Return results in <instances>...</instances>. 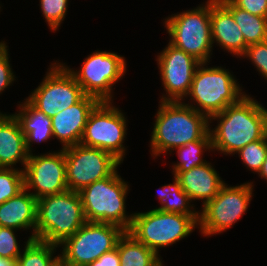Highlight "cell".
Instances as JSON below:
<instances>
[{
	"label": "cell",
	"instance_id": "34",
	"mask_svg": "<svg viewBox=\"0 0 267 266\" xmlns=\"http://www.w3.org/2000/svg\"><path fill=\"white\" fill-rule=\"evenodd\" d=\"M120 257L117 248L104 253L100 258L86 266H120Z\"/></svg>",
	"mask_w": 267,
	"mask_h": 266
},
{
	"label": "cell",
	"instance_id": "13",
	"mask_svg": "<svg viewBox=\"0 0 267 266\" xmlns=\"http://www.w3.org/2000/svg\"><path fill=\"white\" fill-rule=\"evenodd\" d=\"M68 190L79 192L109 177L122 163L111 153L81 144L64 148Z\"/></svg>",
	"mask_w": 267,
	"mask_h": 266
},
{
	"label": "cell",
	"instance_id": "2",
	"mask_svg": "<svg viewBox=\"0 0 267 266\" xmlns=\"http://www.w3.org/2000/svg\"><path fill=\"white\" fill-rule=\"evenodd\" d=\"M158 103L149 141L154 160L161 155H171L176 148L201 140L209 133V118L183 101Z\"/></svg>",
	"mask_w": 267,
	"mask_h": 266
},
{
	"label": "cell",
	"instance_id": "14",
	"mask_svg": "<svg viewBox=\"0 0 267 266\" xmlns=\"http://www.w3.org/2000/svg\"><path fill=\"white\" fill-rule=\"evenodd\" d=\"M155 56L164 89L159 101H184L201 63L169 42Z\"/></svg>",
	"mask_w": 267,
	"mask_h": 266
},
{
	"label": "cell",
	"instance_id": "37",
	"mask_svg": "<svg viewBox=\"0 0 267 266\" xmlns=\"http://www.w3.org/2000/svg\"><path fill=\"white\" fill-rule=\"evenodd\" d=\"M50 266H67V262L59 255Z\"/></svg>",
	"mask_w": 267,
	"mask_h": 266
},
{
	"label": "cell",
	"instance_id": "16",
	"mask_svg": "<svg viewBox=\"0 0 267 266\" xmlns=\"http://www.w3.org/2000/svg\"><path fill=\"white\" fill-rule=\"evenodd\" d=\"M99 102L96 97L85 95L51 118L53 137L60 142L61 149L80 144L88 116Z\"/></svg>",
	"mask_w": 267,
	"mask_h": 266
},
{
	"label": "cell",
	"instance_id": "22",
	"mask_svg": "<svg viewBox=\"0 0 267 266\" xmlns=\"http://www.w3.org/2000/svg\"><path fill=\"white\" fill-rule=\"evenodd\" d=\"M120 266H158L163 258L152 249L137 241L127 231L118 239Z\"/></svg>",
	"mask_w": 267,
	"mask_h": 266
},
{
	"label": "cell",
	"instance_id": "38",
	"mask_svg": "<svg viewBox=\"0 0 267 266\" xmlns=\"http://www.w3.org/2000/svg\"><path fill=\"white\" fill-rule=\"evenodd\" d=\"M158 266H165L164 260Z\"/></svg>",
	"mask_w": 267,
	"mask_h": 266
},
{
	"label": "cell",
	"instance_id": "30",
	"mask_svg": "<svg viewBox=\"0 0 267 266\" xmlns=\"http://www.w3.org/2000/svg\"><path fill=\"white\" fill-rule=\"evenodd\" d=\"M18 231L11 227L0 226V257L17 259L21 255L22 247H25L31 239H26L21 245L16 234Z\"/></svg>",
	"mask_w": 267,
	"mask_h": 266
},
{
	"label": "cell",
	"instance_id": "31",
	"mask_svg": "<svg viewBox=\"0 0 267 266\" xmlns=\"http://www.w3.org/2000/svg\"><path fill=\"white\" fill-rule=\"evenodd\" d=\"M242 58L251 62L256 73L267 81V41L247 46Z\"/></svg>",
	"mask_w": 267,
	"mask_h": 266
},
{
	"label": "cell",
	"instance_id": "36",
	"mask_svg": "<svg viewBox=\"0 0 267 266\" xmlns=\"http://www.w3.org/2000/svg\"><path fill=\"white\" fill-rule=\"evenodd\" d=\"M0 266H17V259L0 257Z\"/></svg>",
	"mask_w": 267,
	"mask_h": 266
},
{
	"label": "cell",
	"instance_id": "26",
	"mask_svg": "<svg viewBox=\"0 0 267 266\" xmlns=\"http://www.w3.org/2000/svg\"><path fill=\"white\" fill-rule=\"evenodd\" d=\"M57 250L58 245L32 239L23 247L17 266H50L59 256Z\"/></svg>",
	"mask_w": 267,
	"mask_h": 266
},
{
	"label": "cell",
	"instance_id": "18",
	"mask_svg": "<svg viewBox=\"0 0 267 266\" xmlns=\"http://www.w3.org/2000/svg\"><path fill=\"white\" fill-rule=\"evenodd\" d=\"M173 175L180 181L182 190L187 193L193 203L202 202L201 207L212 200L226 183L214 164L212 165L209 161L185 172H175Z\"/></svg>",
	"mask_w": 267,
	"mask_h": 266
},
{
	"label": "cell",
	"instance_id": "21",
	"mask_svg": "<svg viewBox=\"0 0 267 266\" xmlns=\"http://www.w3.org/2000/svg\"><path fill=\"white\" fill-rule=\"evenodd\" d=\"M17 111L12 113L19 122L25 135V144L28 154H34L33 144H40L54 140L52 119L36 109L26 98L19 101Z\"/></svg>",
	"mask_w": 267,
	"mask_h": 266
},
{
	"label": "cell",
	"instance_id": "23",
	"mask_svg": "<svg viewBox=\"0 0 267 266\" xmlns=\"http://www.w3.org/2000/svg\"><path fill=\"white\" fill-rule=\"evenodd\" d=\"M172 183L162 185L158 189L160 206L155 207L163 212L177 213L187 216H199V209L182 190L180 181L173 175ZM192 203V204H191Z\"/></svg>",
	"mask_w": 267,
	"mask_h": 266
},
{
	"label": "cell",
	"instance_id": "7",
	"mask_svg": "<svg viewBox=\"0 0 267 266\" xmlns=\"http://www.w3.org/2000/svg\"><path fill=\"white\" fill-rule=\"evenodd\" d=\"M195 229H199V216L163 212L152 208L145 212H134L127 232L160 255L161 249L186 239Z\"/></svg>",
	"mask_w": 267,
	"mask_h": 266
},
{
	"label": "cell",
	"instance_id": "4",
	"mask_svg": "<svg viewBox=\"0 0 267 266\" xmlns=\"http://www.w3.org/2000/svg\"><path fill=\"white\" fill-rule=\"evenodd\" d=\"M119 167L104 179L82 188L80 195L87 222L110 223L130 229L134 212H127L130 184L119 174Z\"/></svg>",
	"mask_w": 267,
	"mask_h": 266
},
{
	"label": "cell",
	"instance_id": "10",
	"mask_svg": "<svg viewBox=\"0 0 267 266\" xmlns=\"http://www.w3.org/2000/svg\"><path fill=\"white\" fill-rule=\"evenodd\" d=\"M114 104V101H100L94 107L88 116L80 144L107 151L123 164L128 150L125 140L129 120L126 113Z\"/></svg>",
	"mask_w": 267,
	"mask_h": 266
},
{
	"label": "cell",
	"instance_id": "20",
	"mask_svg": "<svg viewBox=\"0 0 267 266\" xmlns=\"http://www.w3.org/2000/svg\"><path fill=\"white\" fill-rule=\"evenodd\" d=\"M36 220L37 199L26 189L0 204V226L30 232L31 240L36 239Z\"/></svg>",
	"mask_w": 267,
	"mask_h": 266
},
{
	"label": "cell",
	"instance_id": "35",
	"mask_svg": "<svg viewBox=\"0 0 267 266\" xmlns=\"http://www.w3.org/2000/svg\"><path fill=\"white\" fill-rule=\"evenodd\" d=\"M260 179H263L267 183V155L266 158L262 164L261 170L258 172L257 175Z\"/></svg>",
	"mask_w": 267,
	"mask_h": 266
},
{
	"label": "cell",
	"instance_id": "33",
	"mask_svg": "<svg viewBox=\"0 0 267 266\" xmlns=\"http://www.w3.org/2000/svg\"><path fill=\"white\" fill-rule=\"evenodd\" d=\"M235 6L261 17H267V0H230Z\"/></svg>",
	"mask_w": 267,
	"mask_h": 266
},
{
	"label": "cell",
	"instance_id": "1",
	"mask_svg": "<svg viewBox=\"0 0 267 266\" xmlns=\"http://www.w3.org/2000/svg\"><path fill=\"white\" fill-rule=\"evenodd\" d=\"M209 133L213 153L235 156L249 143L267 135V108L247 94L238 103L209 118Z\"/></svg>",
	"mask_w": 267,
	"mask_h": 266
},
{
	"label": "cell",
	"instance_id": "32",
	"mask_svg": "<svg viewBox=\"0 0 267 266\" xmlns=\"http://www.w3.org/2000/svg\"><path fill=\"white\" fill-rule=\"evenodd\" d=\"M9 46L4 40L0 41V96L5 90L9 89L10 86L16 82V75L14 74V69H12V64L10 63Z\"/></svg>",
	"mask_w": 267,
	"mask_h": 266
},
{
	"label": "cell",
	"instance_id": "8",
	"mask_svg": "<svg viewBox=\"0 0 267 266\" xmlns=\"http://www.w3.org/2000/svg\"><path fill=\"white\" fill-rule=\"evenodd\" d=\"M254 181L235 186L225 183L219 193L199 209V232L212 237L234 227L248 211L254 198Z\"/></svg>",
	"mask_w": 267,
	"mask_h": 266
},
{
	"label": "cell",
	"instance_id": "5",
	"mask_svg": "<svg viewBox=\"0 0 267 266\" xmlns=\"http://www.w3.org/2000/svg\"><path fill=\"white\" fill-rule=\"evenodd\" d=\"M87 222L76 191L48 195L37 200L36 239L60 245Z\"/></svg>",
	"mask_w": 267,
	"mask_h": 266
},
{
	"label": "cell",
	"instance_id": "9",
	"mask_svg": "<svg viewBox=\"0 0 267 266\" xmlns=\"http://www.w3.org/2000/svg\"><path fill=\"white\" fill-rule=\"evenodd\" d=\"M81 67L71 68L60 62L75 78L86 95L99 101H114V85L127 72V61L123 55L108 50H94L83 59Z\"/></svg>",
	"mask_w": 267,
	"mask_h": 266
},
{
	"label": "cell",
	"instance_id": "28",
	"mask_svg": "<svg viewBox=\"0 0 267 266\" xmlns=\"http://www.w3.org/2000/svg\"><path fill=\"white\" fill-rule=\"evenodd\" d=\"M38 5L47 26L56 33L67 16L70 0H39Z\"/></svg>",
	"mask_w": 267,
	"mask_h": 266
},
{
	"label": "cell",
	"instance_id": "19",
	"mask_svg": "<svg viewBox=\"0 0 267 266\" xmlns=\"http://www.w3.org/2000/svg\"><path fill=\"white\" fill-rule=\"evenodd\" d=\"M28 157L25 135L19 122L13 114L2 112L0 114V168L24 170ZM17 164H21L22 168Z\"/></svg>",
	"mask_w": 267,
	"mask_h": 266
},
{
	"label": "cell",
	"instance_id": "17",
	"mask_svg": "<svg viewBox=\"0 0 267 266\" xmlns=\"http://www.w3.org/2000/svg\"><path fill=\"white\" fill-rule=\"evenodd\" d=\"M210 21L213 47L241 59L248 45L232 13L219 0H210Z\"/></svg>",
	"mask_w": 267,
	"mask_h": 266
},
{
	"label": "cell",
	"instance_id": "12",
	"mask_svg": "<svg viewBox=\"0 0 267 266\" xmlns=\"http://www.w3.org/2000/svg\"><path fill=\"white\" fill-rule=\"evenodd\" d=\"M30 92L26 99L50 118L86 95L59 59L50 63L38 87Z\"/></svg>",
	"mask_w": 267,
	"mask_h": 266
},
{
	"label": "cell",
	"instance_id": "25",
	"mask_svg": "<svg viewBox=\"0 0 267 266\" xmlns=\"http://www.w3.org/2000/svg\"><path fill=\"white\" fill-rule=\"evenodd\" d=\"M205 152H213L210 133L201 140L191 141L176 148L175 153L179 160L171 163L172 175L175 172H185L208 162L204 159Z\"/></svg>",
	"mask_w": 267,
	"mask_h": 266
},
{
	"label": "cell",
	"instance_id": "3",
	"mask_svg": "<svg viewBox=\"0 0 267 266\" xmlns=\"http://www.w3.org/2000/svg\"><path fill=\"white\" fill-rule=\"evenodd\" d=\"M210 64L201 63L197 67L189 94L183 101L208 118L247 95L229 68L220 65L210 67Z\"/></svg>",
	"mask_w": 267,
	"mask_h": 266
},
{
	"label": "cell",
	"instance_id": "27",
	"mask_svg": "<svg viewBox=\"0 0 267 266\" xmlns=\"http://www.w3.org/2000/svg\"><path fill=\"white\" fill-rule=\"evenodd\" d=\"M236 154L248 171L258 174L267 155V135L263 139L249 143Z\"/></svg>",
	"mask_w": 267,
	"mask_h": 266
},
{
	"label": "cell",
	"instance_id": "15",
	"mask_svg": "<svg viewBox=\"0 0 267 266\" xmlns=\"http://www.w3.org/2000/svg\"><path fill=\"white\" fill-rule=\"evenodd\" d=\"M23 173L25 189L37 200L68 190L65 155L61 148L29 155Z\"/></svg>",
	"mask_w": 267,
	"mask_h": 266
},
{
	"label": "cell",
	"instance_id": "24",
	"mask_svg": "<svg viewBox=\"0 0 267 266\" xmlns=\"http://www.w3.org/2000/svg\"><path fill=\"white\" fill-rule=\"evenodd\" d=\"M219 1L232 13L248 46L267 41V17L251 14L230 0Z\"/></svg>",
	"mask_w": 267,
	"mask_h": 266
},
{
	"label": "cell",
	"instance_id": "6",
	"mask_svg": "<svg viewBox=\"0 0 267 266\" xmlns=\"http://www.w3.org/2000/svg\"><path fill=\"white\" fill-rule=\"evenodd\" d=\"M162 21L170 44L200 63L212 61L214 47L211 38L210 0L193 9L168 15Z\"/></svg>",
	"mask_w": 267,
	"mask_h": 266
},
{
	"label": "cell",
	"instance_id": "29",
	"mask_svg": "<svg viewBox=\"0 0 267 266\" xmlns=\"http://www.w3.org/2000/svg\"><path fill=\"white\" fill-rule=\"evenodd\" d=\"M24 189L23 170L0 168V204L15 197Z\"/></svg>",
	"mask_w": 267,
	"mask_h": 266
},
{
	"label": "cell",
	"instance_id": "11",
	"mask_svg": "<svg viewBox=\"0 0 267 266\" xmlns=\"http://www.w3.org/2000/svg\"><path fill=\"white\" fill-rule=\"evenodd\" d=\"M125 230L110 223L86 222L59 247V255L72 266H86L116 248Z\"/></svg>",
	"mask_w": 267,
	"mask_h": 266
}]
</instances>
